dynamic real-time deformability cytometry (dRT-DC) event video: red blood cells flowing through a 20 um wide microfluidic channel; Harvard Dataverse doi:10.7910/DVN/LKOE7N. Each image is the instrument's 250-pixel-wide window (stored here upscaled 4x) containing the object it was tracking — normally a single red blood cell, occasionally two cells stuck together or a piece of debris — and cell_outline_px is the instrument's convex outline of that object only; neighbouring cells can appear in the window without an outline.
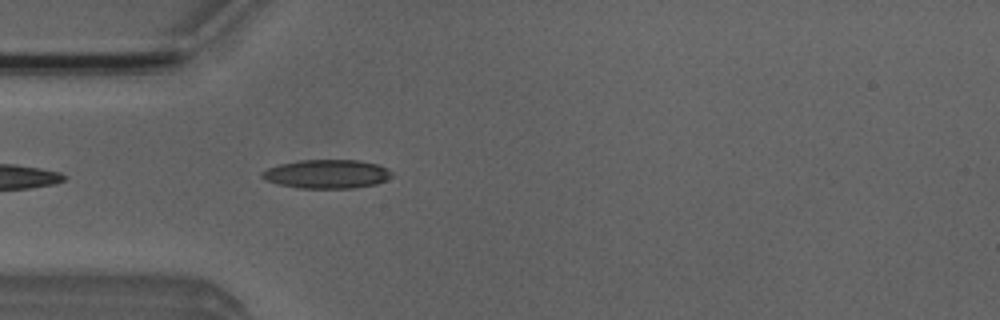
{"species": "Egyptian fruit bat (a non-hibernating species)", "species_latin": "Rousettus aegyptiacus", "temperature_condition": "room temperature", "stored_images_in_passage": 3, "camera_frame_rate_fps": 3000, "um_per_image_px": 0.085, "animal": {"sex": "male"}, "frame": {"image": 1, "passage_image": 3, "time_ms": 3.333, "image_size_px": [1000, 320], "cell_outline_px": [[396, 172], [392, 176], [376, 184], [356, 188], [300, 188], [280, 184], [264, 180], [260, 176], [260, 172], [268, 168], [280, 164], [300, 160], [360, 160], [376, 164], [388, 168]], "centroid_in_image_um": [27.81, 14.79], "position_along_channel_um": 57.2, "area_um2": 21.91}}